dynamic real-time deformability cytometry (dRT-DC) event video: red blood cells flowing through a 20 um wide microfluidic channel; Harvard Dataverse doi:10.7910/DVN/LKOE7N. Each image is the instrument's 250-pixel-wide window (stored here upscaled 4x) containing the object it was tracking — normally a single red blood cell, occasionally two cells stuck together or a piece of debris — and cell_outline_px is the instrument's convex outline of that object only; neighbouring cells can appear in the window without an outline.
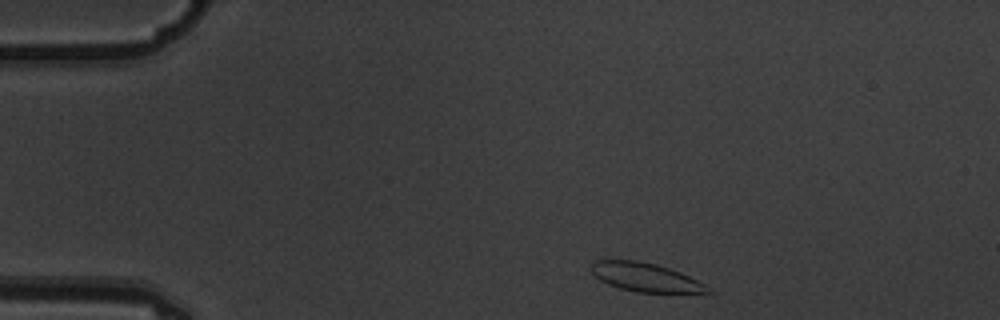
{"species": "common noctule bat (a hibernating species)", "species_latin": "Nyctalus noctula", "temperature_condition": "warm", "stored_images_in_passage": 3, "camera_frame_rate_fps": 3000, "um_per_image_px": 0.085, "animal": {"sex": "male", "body_mass_g": 19.5, "forearm_length_mm": 54.6}, "frame": {"image": 1, "passage_image": 1, "time_ms": 0.0, "image_size_px": [1000, 320], "cell_outline_px": [[712, 292], [636, 292], [620, 288], [608, 284], [600, 280], [592, 272], [592, 260], [636, 260], [656, 264], [680, 272], [704, 284]], "centroid_in_image_um": [54.81, 23.55], "position_along_channel_um": 30.2, "area_um2": 19.07}}